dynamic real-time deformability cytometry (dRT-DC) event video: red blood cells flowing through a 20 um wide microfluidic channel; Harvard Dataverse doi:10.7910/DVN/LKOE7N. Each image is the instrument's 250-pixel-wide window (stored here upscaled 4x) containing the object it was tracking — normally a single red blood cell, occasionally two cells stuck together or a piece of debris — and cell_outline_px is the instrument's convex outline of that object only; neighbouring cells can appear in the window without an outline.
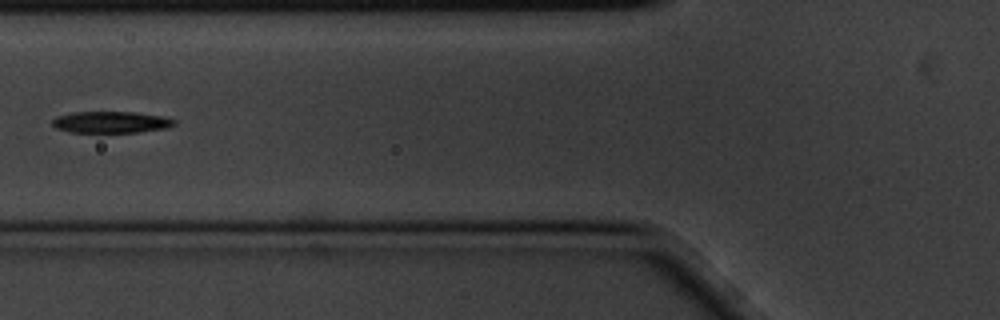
{"species": "common noctule bat (a hibernating species)", "species_latin": "Nyctalus noctula", "temperature_condition": "cold", "stored_images_in_passage": 9, "camera_frame_rate_fps": 3000, "um_per_image_px": 0.085, "animal": {"sex": "male", "body_mass_g": 20.1, "forearm_length_mm": 53.5}, "frame": {"image": 1, "passage_image": 6, "time_ms": 1.667, "image_size_px": [1000, 320], "cell_outline_px": [[176, 124], [164, 128], [136, 132], [68, 132], [56, 128], [52, 124], [52, 120], [56, 116], [72, 112], [136, 112], [164, 116], [176, 120]], "centroid_in_image_um": [9.42, 10.37], "position_along_channel_um": 116.4, "area_um2": 15.32}}
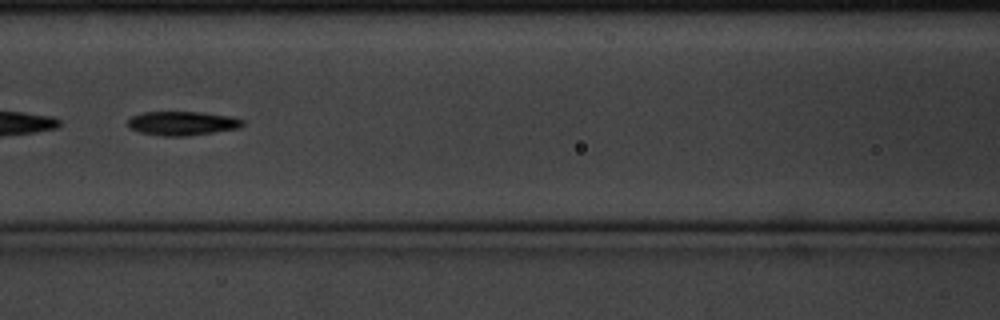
{"frame": {"image": 2, "passage_image": 7, "time_ms": 2.0, "image_size_px": [1000, 320], "cell_outline_px": [[244, 124], [240, 128], [184, 136], [164, 136], [140, 132], [128, 128], [128, 120], [132, 116], [144, 112], [204, 112], [232, 116], [244, 120]], "centroid_in_image_um": [15.51, 10.47], "position_along_channel_um": 151.1, "area_um2": 16.07}}
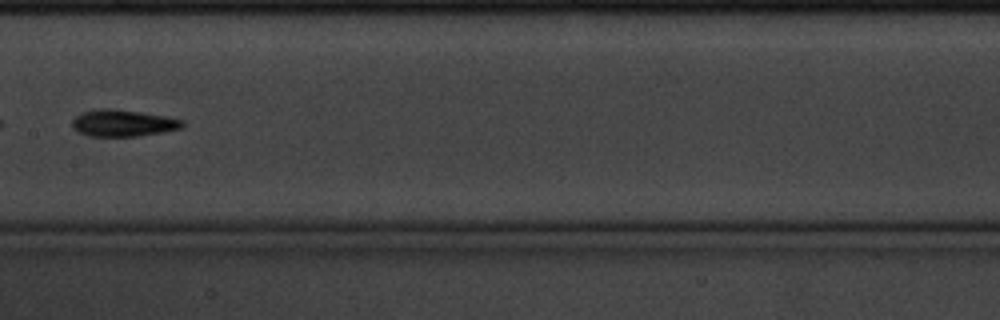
{"frame": {"image": 3, "passage_image": 8, "time_ms": 2.333, "image_size_px": [1000, 320], "cell_outline_px": [[184, 124], [180, 128], [160, 132], [136, 136], [88, 136], [72, 128], [72, 120], [80, 112], [100, 108], [112, 108], [140, 112], [164, 116], [184, 120]], "centroid_in_image_um": [10.4, 10.45], "position_along_channel_um": 197.0, "area_um2": 17.05}}